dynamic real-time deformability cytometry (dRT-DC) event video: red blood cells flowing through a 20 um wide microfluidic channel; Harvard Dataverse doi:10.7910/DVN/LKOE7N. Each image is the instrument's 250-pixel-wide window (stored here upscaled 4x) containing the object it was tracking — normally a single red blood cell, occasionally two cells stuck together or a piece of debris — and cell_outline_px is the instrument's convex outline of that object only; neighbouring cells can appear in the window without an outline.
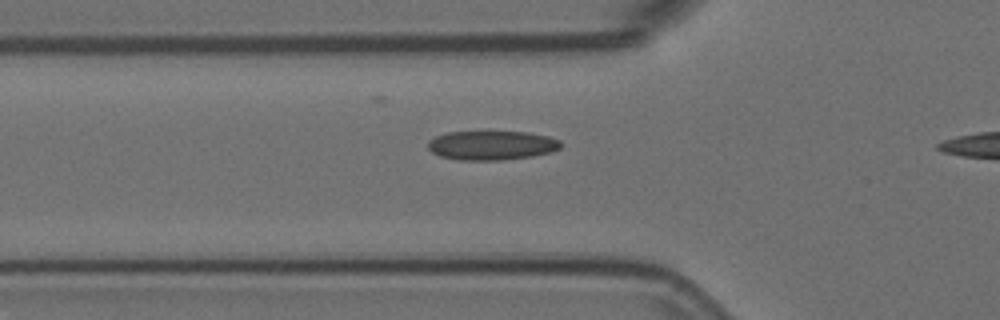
{"species": "Egyptian fruit bat (a non-hibernating species)", "species_latin": "Rousettus aegyptiacus", "temperature_condition": "room temperature", "stored_images_in_passage": 31, "camera_frame_rate_fps": 3000, "um_per_image_px": 0.085, "animal": {"sex": "female"}, "frame": {"image": 1, "passage_image": 4, "time_ms": 1.0, "image_size_px": [1000, 320], "cell_outline_px": [[560, 148], [552, 152], [532, 156], [500, 160], [460, 160], [440, 156], [432, 152], [428, 148], [428, 140], [436, 136], [448, 132], [524, 132], [548, 136], [560, 140]], "centroid_in_image_um": [41.78, 12.36], "position_along_channel_um": 84.0, "area_um2": 22.48}}
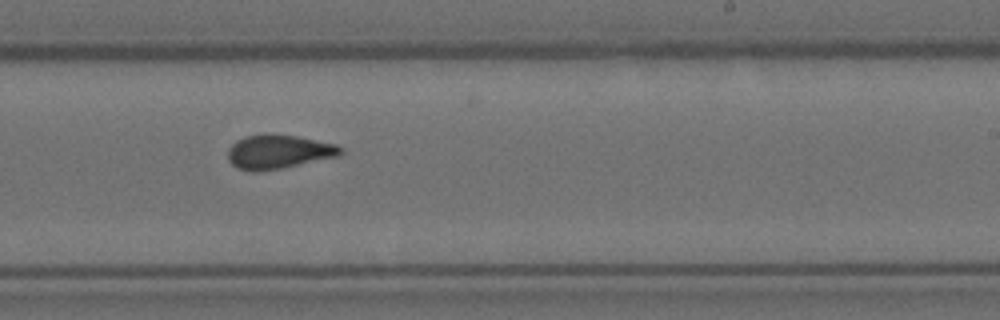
{"frame": {"image": 2, "passage_image": 19, "time_ms": 6.0, "image_size_px": [1000, 320], "cell_outline_px": [[344, 152], [340, 156], [280, 168], [256, 172], [252, 172], [236, 168], [228, 160], [228, 148], [236, 140], [244, 136], [296, 136], [336, 144], [344, 148]], "centroid_in_image_um": [23.68, 12.93], "position_along_channel_um": 265.3, "area_um2": 21.96}}
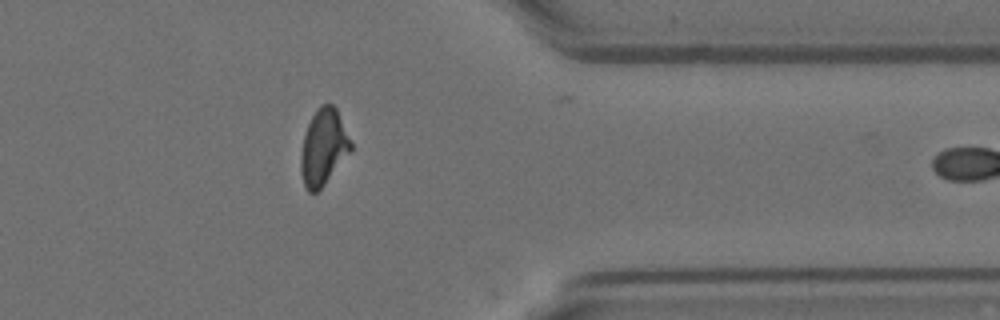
{"frame": {"image": 3, "passage_image": 30, "time_ms": 9.667, "image_size_px": [1000, 320], "cell_outline_px": [[352, 152], [324, 184], [316, 192], [308, 192], [304, 184], [300, 168], [300, 156], [304, 136], [308, 124], [316, 108], [320, 104], [332, 104], [336, 108], [352, 144]], "centroid_in_image_um": [27.5, 12.51], "position_along_channel_um": 383.9, "area_um2": 22.08}}